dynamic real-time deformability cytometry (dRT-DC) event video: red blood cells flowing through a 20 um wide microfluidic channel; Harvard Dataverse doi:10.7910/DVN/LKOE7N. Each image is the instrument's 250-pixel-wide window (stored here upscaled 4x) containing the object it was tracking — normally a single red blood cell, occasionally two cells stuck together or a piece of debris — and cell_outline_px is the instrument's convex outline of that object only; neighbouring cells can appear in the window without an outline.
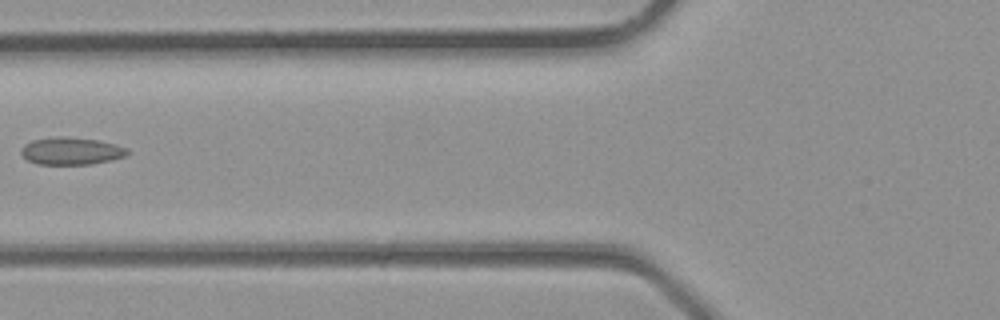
{"species": "common noctule bat (a hibernating species)", "species_latin": "Nyctalus noctula", "temperature_condition": "room temperature", "stored_images_in_passage": 4, "camera_frame_rate_fps": 3000, "um_per_image_px": 0.085, "animal": {"sex": "male", "body_mass_g": 23.1, "forearm_length_mm": 52.7}, "frame": {"image": 1, "passage_image": 4, "time_ms": 1.0, "image_size_px": [1000, 320], "cell_outline_px": [[132, 152], [124, 156], [112, 160], [92, 164], [36, 164], [28, 160], [20, 152], [20, 148], [24, 144], [32, 140], [56, 136], [68, 136], [100, 140], [116, 144], [128, 148]], "centroid_in_image_um": [6.08, 12.82], "position_along_channel_um": 119.7, "area_um2": 17.28}}